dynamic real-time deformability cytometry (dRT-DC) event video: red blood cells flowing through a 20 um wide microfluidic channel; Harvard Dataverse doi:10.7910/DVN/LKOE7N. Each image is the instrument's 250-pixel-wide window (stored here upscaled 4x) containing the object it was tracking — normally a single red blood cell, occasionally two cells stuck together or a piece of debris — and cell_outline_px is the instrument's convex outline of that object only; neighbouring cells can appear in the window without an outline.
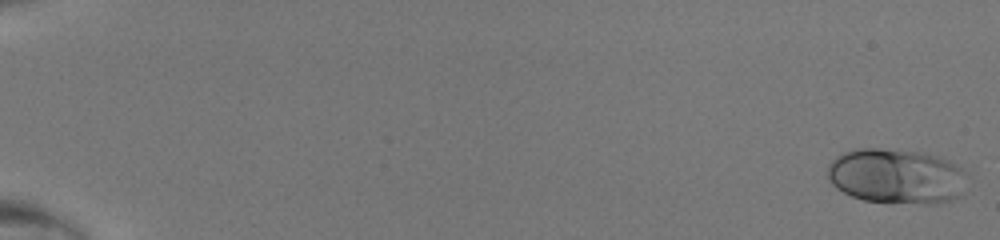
{"species": "human", "species_latin": "Homo sapiens", "temperature_condition": "room temperature", "stored_images_in_passage": 21, "camera_frame_rate_fps": 3000, "um_per_image_px": 0.085, "donor": {"sex": "male"}, "frame": {"image": 1, "passage_image": 1, "time_ms": 0.0, "image_size_px": [1000, 240], "cell_outline_px": [[964, 196], [940, 204], [924, 204], [864, 200], [852, 196], [836, 188], [828, 180], [828, 164], [832, 160], [844, 152], [860, 148], [876, 148], [916, 152], [936, 156], [960, 168]], "centroid_in_image_um": [76.14, 15.0], "position_along_channel_um": 8.9, "area_um2": 44.22}}
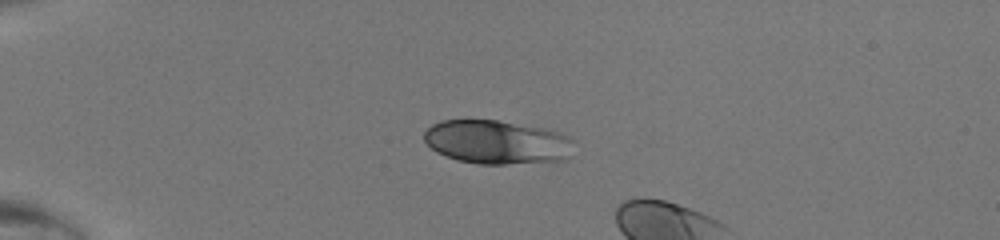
{"frame": {"image": 2, "passage_image": 14, "time_ms": 4.333, "image_size_px": [1000, 240], "cell_outline_px": [[572, 140], [560, 160], [504, 164], [480, 164], [456, 160], [436, 152], [424, 140], [424, 132], [432, 124], [440, 120], [496, 120], [540, 128], [560, 132]], "centroid_in_image_um": [42.09, 12.07], "position_along_channel_um": 42.9, "area_um2": 37.28}}
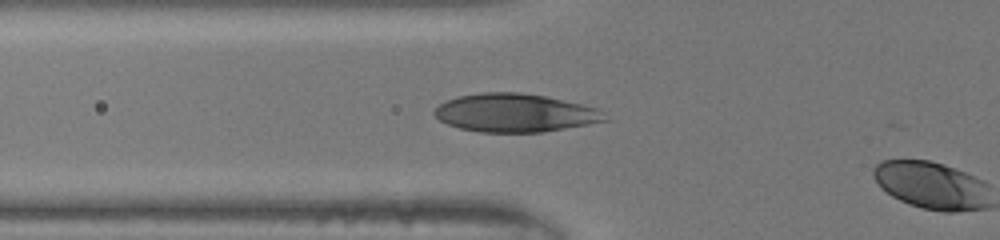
{"frame": {"image": 3, "passage_image": 20, "time_ms": 6.333, "image_size_px": [1000, 240], "cell_outline_px": [[608, 120], [588, 124], [544, 132], [480, 132], [460, 128], [448, 124], [440, 120], [432, 112], [440, 104], [456, 96], [484, 92], [520, 92], [544, 96], [580, 104], [596, 108]], "centroid_in_image_um": [43.73, 9.59], "position_along_channel_um": 82.1, "area_um2": 37.63}}